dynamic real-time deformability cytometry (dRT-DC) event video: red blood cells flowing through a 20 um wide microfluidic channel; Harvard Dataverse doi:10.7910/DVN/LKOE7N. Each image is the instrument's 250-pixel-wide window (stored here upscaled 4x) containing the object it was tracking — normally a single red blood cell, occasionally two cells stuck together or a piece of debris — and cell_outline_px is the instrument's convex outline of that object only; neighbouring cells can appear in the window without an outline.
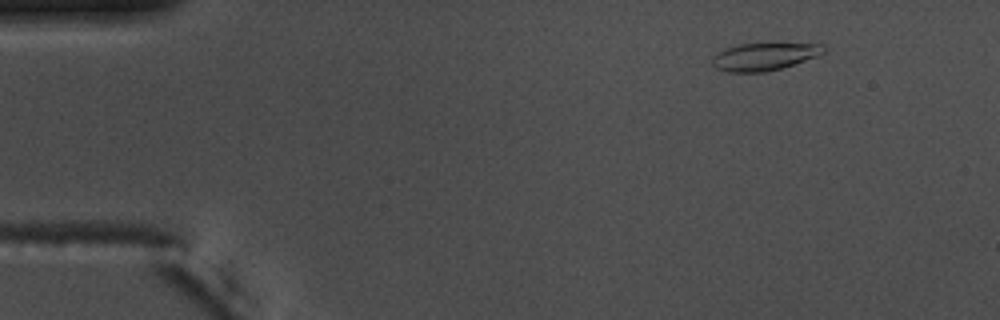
{"species": "common noctule bat (a hibernating species)", "species_latin": "Nyctalus noctula", "temperature_condition": "warm", "stored_images_in_passage": 51, "camera_frame_rate_fps": 3000, "um_per_image_px": 0.085, "animal": {"sex": "male", "body_mass_g": 17.5, "forearm_length_mm": 52.3}, "frame": {"image": 1, "passage_image": 2, "time_ms": 0.333, "image_size_px": [1000, 320], "cell_outline_px": [[828, 48], [824, 52], [816, 56], [780, 68], [764, 72], [728, 72], [716, 68], [712, 64], [712, 60], [724, 48], [740, 44], [824, 44]], "centroid_in_image_um": [64.96, 4.81], "position_along_channel_um": 20.0, "area_um2": 17.46}}
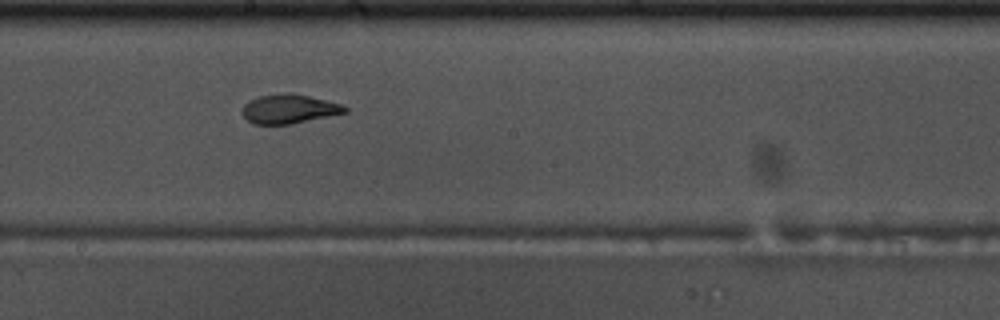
{"frame": {"image": 2, "passage_image": 26, "time_ms": 8.333, "image_size_px": [1000, 320], "cell_outline_px": [[348, 112], [288, 124], [252, 124], [240, 112], [244, 104], [248, 100], [260, 96], [284, 92], [292, 92], [344, 104], [348, 108]], "centroid_in_image_um": [24.56, 9.24], "position_along_channel_um": 223.6, "area_um2": 17.57}}
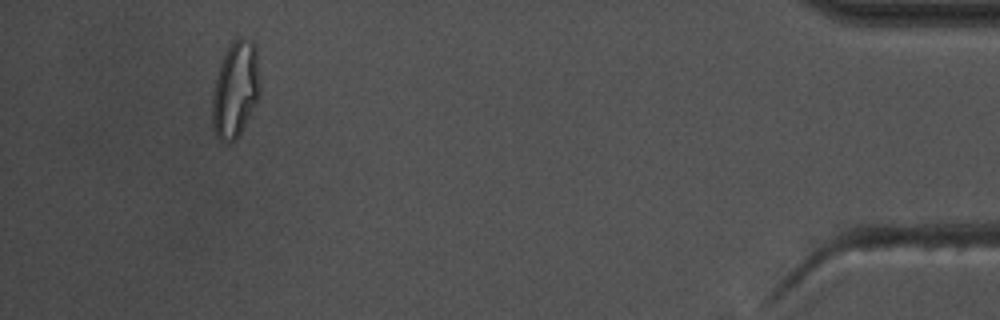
{"frame": {"image": 3, "passage_image": 47, "time_ms": 15.333, "image_size_px": [1000, 320], "cell_outline_px": [[260, 96], [236, 140], [228, 144], [220, 140], [216, 136], [212, 124], [212, 92], [216, 76], [220, 64], [228, 48], [236, 36], [244, 36], [256, 40], [260, 80]], "centroid_in_image_um": [20.03, 7.56], "position_along_channel_um": 415.2, "area_um2": 27.4}, "authors_computed_cell_mechanics": {"area_um2": 17.9758, "velocity_mm_per_s": 3.6905, "shape_relaxation_time_tau1_ms": 6.6618, "shape_relaxation_time_tau2_ms": 1.6379, "deformation_change_tau1": 0.2081, "deformation_change_tau2": 0.0792}}